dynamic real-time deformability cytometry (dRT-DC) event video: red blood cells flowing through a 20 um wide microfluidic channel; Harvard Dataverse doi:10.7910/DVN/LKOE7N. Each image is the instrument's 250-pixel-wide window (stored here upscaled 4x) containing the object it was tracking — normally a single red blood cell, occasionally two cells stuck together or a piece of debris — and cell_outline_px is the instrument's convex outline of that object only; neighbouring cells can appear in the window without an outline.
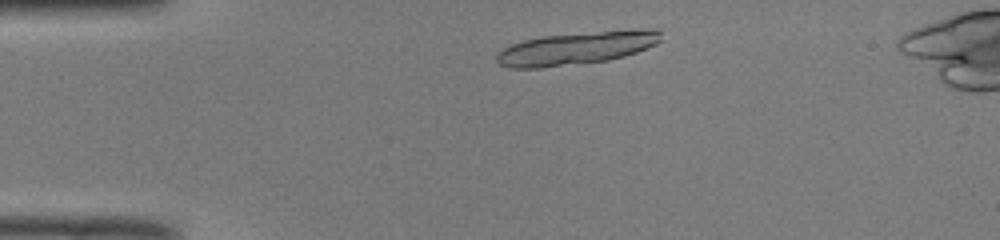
{"species": "common noctule bat (a hibernating species)", "species_latin": "Nyctalus noctula", "temperature_condition": "room temperature", "stored_images_in_passage": 8, "camera_frame_rate_fps": 3000, "um_per_image_px": 0.085, "animal": {"sex": "male", "body_mass_g": 19.0, "forearm_length_mm": 50.8}, "frame": {"image": 1, "passage_image": 1, "time_ms": 0.0, "image_size_px": [1000, 240], "cell_outline_px": [[660, 40], [656, 44], [636, 52], [624, 56], [608, 60], [540, 68], [508, 68], [500, 64], [496, 60], [496, 56], [504, 48], [512, 44], [524, 40], [540, 36], [648, 28], [660, 28]], "centroid_in_image_um": [49.01, 4.09], "position_along_channel_um": 36.0, "area_um2": 31.21}}